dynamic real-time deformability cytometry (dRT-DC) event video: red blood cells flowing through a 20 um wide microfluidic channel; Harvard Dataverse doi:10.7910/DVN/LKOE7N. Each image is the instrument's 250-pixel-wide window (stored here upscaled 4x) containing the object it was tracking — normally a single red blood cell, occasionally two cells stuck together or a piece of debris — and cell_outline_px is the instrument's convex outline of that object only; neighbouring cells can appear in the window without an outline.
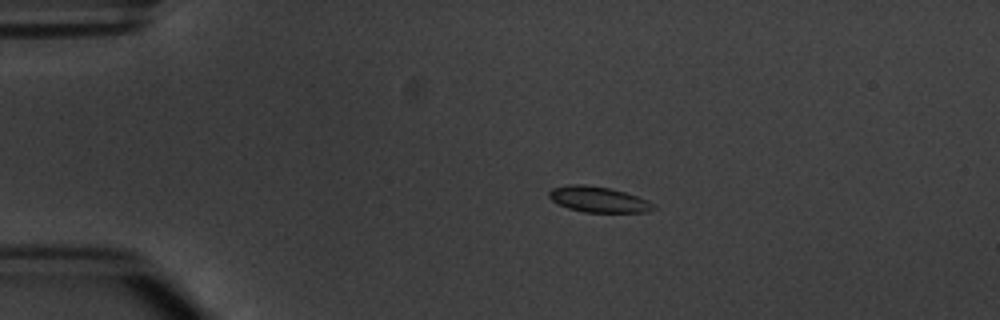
{"species": "common noctule bat (a hibernating species)", "species_latin": "Nyctalus noctula", "temperature_condition": "warm", "stored_images_in_passage": 5, "camera_frame_rate_fps": 3000, "um_per_image_px": 0.085, "animal": {"sex": "male", "body_mass_g": 20.1, "forearm_length_mm": 53.5}, "frame": {"image": 1, "passage_image": 3, "time_ms": 2.333, "image_size_px": [1000, 320], "cell_outline_px": [[656, 208], [648, 212], [584, 212], [568, 208], [552, 200], [548, 196], [548, 192], [552, 188], [568, 184], [584, 184], [612, 188], [648, 200], [656, 204]], "centroid_in_image_um": [50.88, 16.94], "position_along_channel_um": 34.1, "area_um2": 15.72}}
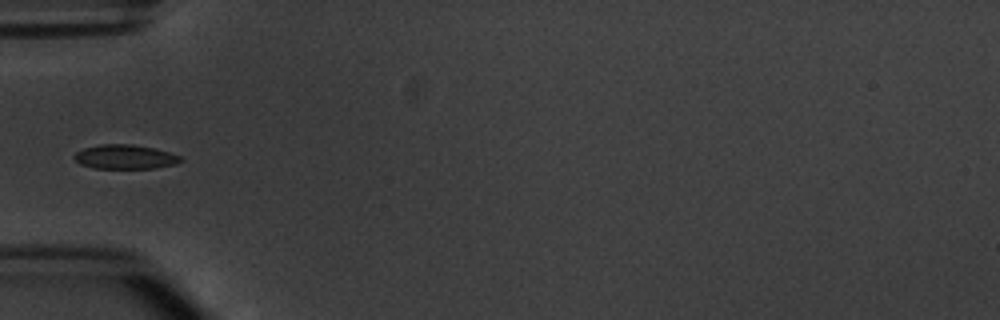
{"frame": {"image": 2, "passage_image": 5, "time_ms": 4.667, "image_size_px": [1000, 320], "cell_outline_px": [[184, 160], [176, 164], [156, 168], [92, 168], [80, 164], [72, 156], [76, 152], [84, 148], [100, 144], [132, 144], [156, 148], [180, 156]], "centroid_in_image_um": [10.63, 13.33], "position_along_channel_um": 74.4, "area_um2": 15.14}}